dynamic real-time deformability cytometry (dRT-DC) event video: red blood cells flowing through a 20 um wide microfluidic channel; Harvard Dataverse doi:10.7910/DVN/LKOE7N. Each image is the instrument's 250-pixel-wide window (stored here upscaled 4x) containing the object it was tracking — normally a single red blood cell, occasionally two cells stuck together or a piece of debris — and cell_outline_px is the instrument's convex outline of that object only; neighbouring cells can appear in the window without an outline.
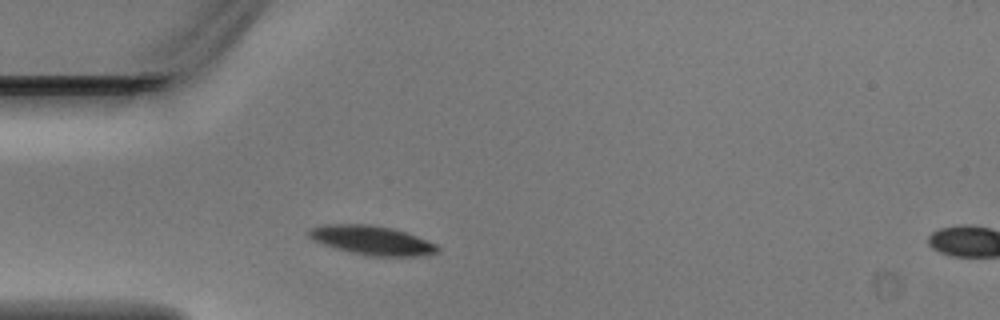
{"species": "Egyptian fruit bat (a non-hibernating species)", "species_latin": "Rousettus aegyptiacus", "temperature_condition": "warm", "stored_images_in_passage": 3, "segment_of_instrument_passage": [1, 2], "camera_frame_rate_fps": 3000, "um_per_image_px": 0.085, "animal": {"sex": "male"}, "frame": {"image": 1, "passage_image": 2, "time_ms": 0.333, "image_size_px": [1000, 320], "cell_outline_px": [[440, 252], [428, 256], [368, 256], [348, 252], [312, 240], [308, 236], [308, 228], [324, 224], [372, 224], [392, 228], [416, 236], [436, 244], [440, 248]], "centroid_in_image_um": [31.62, 20.43], "position_along_channel_um": 53.4, "area_um2": 22.08}}